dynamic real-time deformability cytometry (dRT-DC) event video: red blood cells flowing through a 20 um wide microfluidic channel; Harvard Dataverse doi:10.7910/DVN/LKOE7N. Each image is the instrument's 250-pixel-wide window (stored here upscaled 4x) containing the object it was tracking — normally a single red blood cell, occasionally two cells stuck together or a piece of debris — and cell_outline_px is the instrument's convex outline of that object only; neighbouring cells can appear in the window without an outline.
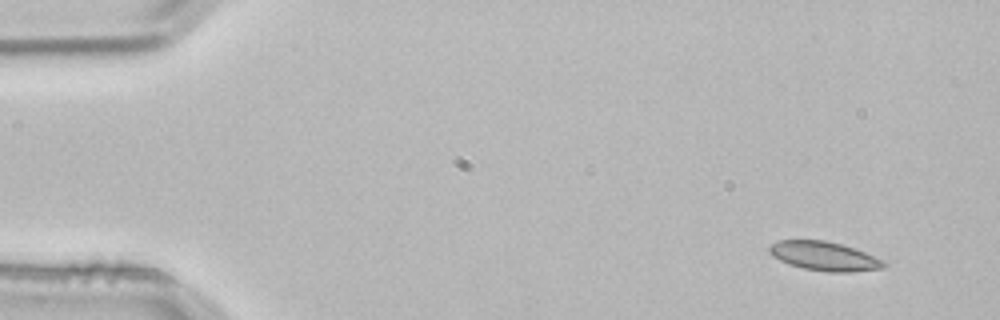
{"species": "common noctule bat (a hibernating species)", "species_latin": "Nyctalus noctula", "temperature_condition": "room temperature", "stored_images_in_passage": 2, "camera_frame_rate_fps": 3000, "um_per_image_px": 0.085, "animal": {"sex": "male", "body_mass_g": 21.5, "forearm_length_mm": 52.0}, "frame": {"image": 1, "passage_image": 1, "time_ms": 0.0, "image_size_px": [1000, 320], "cell_outline_px": [[888, 264], [884, 268], [848, 272], [828, 272], [804, 268], [788, 264], [772, 256], [768, 252], [768, 248], [772, 244], [780, 240], [824, 240], [840, 244], [864, 252], [884, 260]], "centroid_in_image_um": [70.06, 21.78], "position_along_channel_um": 14.9, "area_um2": 19.25}}